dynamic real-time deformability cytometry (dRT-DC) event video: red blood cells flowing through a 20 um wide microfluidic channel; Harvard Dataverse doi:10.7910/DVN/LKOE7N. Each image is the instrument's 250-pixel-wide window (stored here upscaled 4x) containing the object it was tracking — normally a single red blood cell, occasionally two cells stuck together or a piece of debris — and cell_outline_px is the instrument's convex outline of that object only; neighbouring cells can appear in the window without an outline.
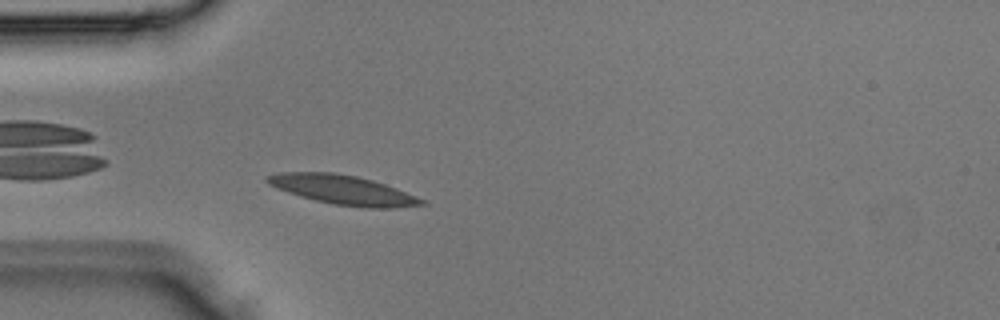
{"species": "Egyptian fruit bat (a non-hibernating species)", "species_latin": "Rousettus aegyptiacus", "temperature_condition": "room temperature", "stored_images_in_passage": 4, "camera_frame_rate_fps": 3000, "um_per_image_px": 0.085, "animal": {"sex": "male"}, "frame": {"image": 1, "passage_image": 4, "time_ms": 1.0, "image_size_px": [1000, 320], "cell_outline_px": [[428, 204], [392, 208], [364, 208], [332, 204], [300, 196], [276, 188], [268, 184], [264, 180], [264, 176], [280, 172], [332, 172], [356, 176], [372, 180], [396, 188], [416, 196], [424, 200]], "centroid_in_image_um": [29.12, 16.14], "position_along_channel_um": 55.9, "area_um2": 26.41}}